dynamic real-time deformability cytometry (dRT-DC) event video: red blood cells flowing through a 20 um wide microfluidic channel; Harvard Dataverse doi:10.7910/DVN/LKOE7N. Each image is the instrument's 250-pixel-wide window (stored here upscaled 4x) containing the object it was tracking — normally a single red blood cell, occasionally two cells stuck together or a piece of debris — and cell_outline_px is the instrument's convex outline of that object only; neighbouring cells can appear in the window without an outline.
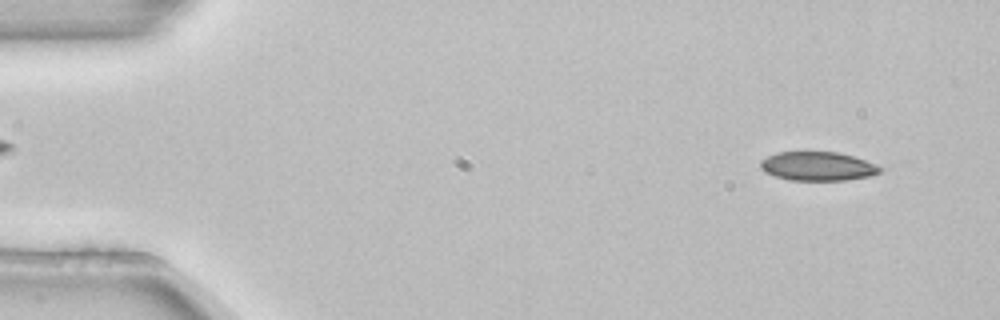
{"species": "common noctule bat (a hibernating species)", "species_latin": "Nyctalus noctula", "temperature_condition": "room temperature", "stored_images_in_passage": 3, "camera_frame_rate_fps": 3000, "um_per_image_px": 0.085, "animal": {"sex": "female", "body_mass_g": 22.7, "forearm_length_mm": 54.2}, "frame": {"image": 1, "passage_image": 1, "time_ms": 0.0, "image_size_px": [1000, 320], "cell_outline_px": [[884, 168], [880, 172], [872, 176], [844, 180], [788, 180], [764, 172], [760, 168], [760, 160], [776, 152], [836, 152], [852, 156], [876, 164]], "centroid_in_image_um": [69.5, 14.13], "position_along_channel_um": 15.5, "area_um2": 20.17}}